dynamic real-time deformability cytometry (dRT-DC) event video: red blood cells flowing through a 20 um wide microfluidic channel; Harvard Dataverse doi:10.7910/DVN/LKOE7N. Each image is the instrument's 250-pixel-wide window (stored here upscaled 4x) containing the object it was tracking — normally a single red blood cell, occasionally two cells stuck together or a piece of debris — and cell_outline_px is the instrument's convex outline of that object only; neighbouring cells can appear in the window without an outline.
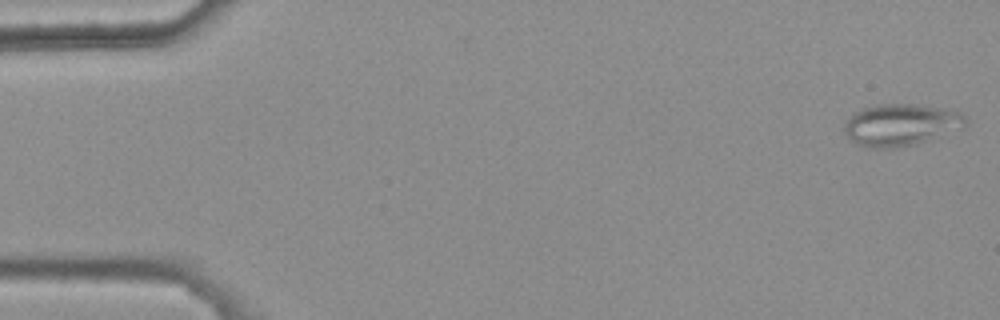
{"species": "common noctule bat (a hibernating species)", "species_latin": "Nyctalus noctula", "temperature_condition": "warm", "stored_images_in_passage": 48, "camera_frame_rate_fps": 3000, "um_per_image_px": 0.085, "animal": {"sex": "female", "body_mass_g": 25.1}, "frame": {"image": 1, "passage_image": 1, "time_ms": 0.0, "image_size_px": [1000, 320], "cell_outline_px": [[968, 124], [964, 128], [916, 144], [896, 148], [868, 148], [856, 144], [848, 140], [844, 132], [844, 124], [856, 112], [864, 108], [880, 104], [912, 104], [956, 108], [968, 120]], "centroid_in_image_um": [76.63, 10.61], "position_along_channel_um": 8.4, "area_um2": 30.17}}
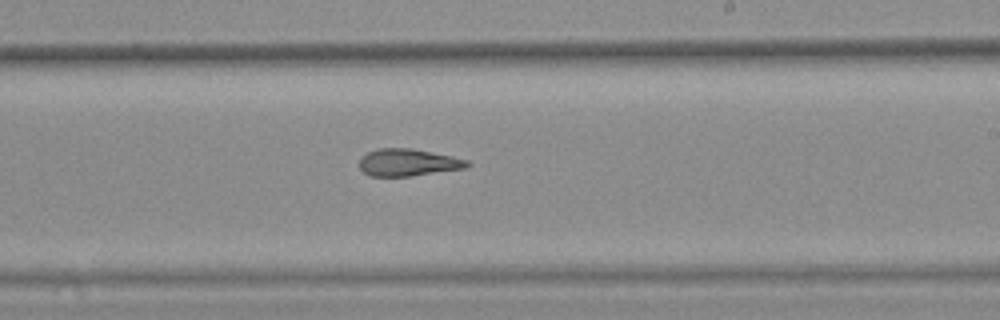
{"frame": {"image": 2, "passage_image": 32, "time_ms": 10.333, "image_size_px": [1000, 320], "cell_outline_px": [[472, 164], [468, 168], [408, 176], [372, 176], [364, 172], [360, 168], [360, 160], [368, 152], [380, 148], [412, 148], [452, 156], [468, 160]], "centroid_in_image_um": [34.74, 13.81], "position_along_channel_um": 254.3, "area_um2": 16.99}}
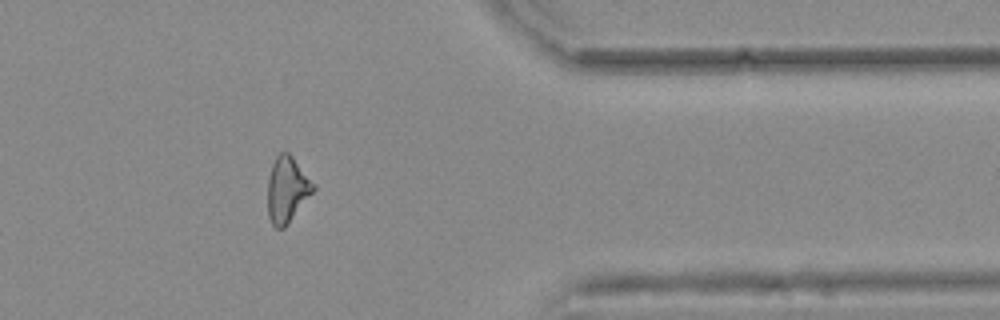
{"frame": {"image": 3, "passage_image": 44, "time_ms": 14.333, "image_size_px": [1000, 320], "cell_outline_px": [[316, 188], [284, 228], [276, 228], [272, 224], [268, 216], [268, 180], [272, 164], [276, 156], [280, 152], [288, 152], [292, 156], [316, 184]], "centroid_in_image_um": [24.41, 16.1], "position_along_channel_um": 387.0, "area_um2": 17.4}, "authors_computed_cell_mechanics": {"area_um2": 18.0047, "velocity_mm_per_s": 3.737, "shape_relaxation_time_tau1_ms": null, "shape_relaxation_time_tau2_ms": 3.4552, "deformation_change_tau1": null, "deformation_change_tau2": 0.1199}}